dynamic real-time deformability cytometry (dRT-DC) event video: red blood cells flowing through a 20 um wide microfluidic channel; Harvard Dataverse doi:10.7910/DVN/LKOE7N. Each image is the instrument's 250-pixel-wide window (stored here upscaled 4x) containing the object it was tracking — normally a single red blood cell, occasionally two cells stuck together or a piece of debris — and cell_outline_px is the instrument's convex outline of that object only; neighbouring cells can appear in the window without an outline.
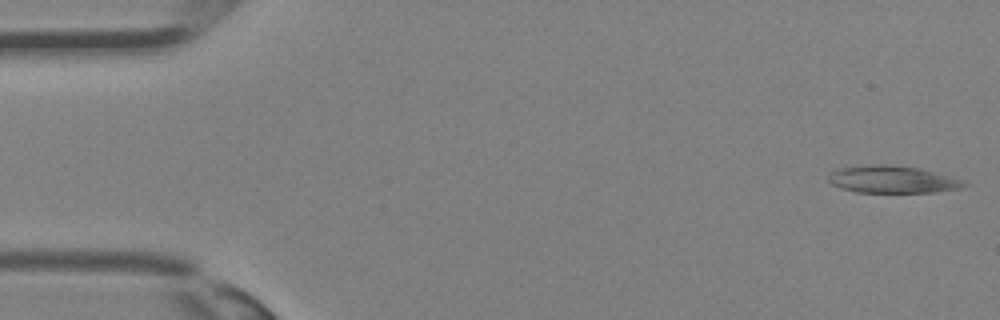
{"species": "Egyptian fruit bat (a non-hibernating species)", "species_latin": "Rousettus aegyptiacus", "temperature_condition": "room temperature", "stored_images_in_passage": 35, "camera_frame_rate_fps": 3000, "um_per_image_px": 0.085, "animal": {"sex": "female"}, "frame": {"image": 1, "passage_image": 1, "time_ms": 0.0, "image_size_px": [1000, 320], "cell_outline_px": [[972, 184], [960, 188], [932, 192], [856, 192], [840, 188], [832, 184], [828, 180], [828, 176], [836, 168], [864, 164], [892, 164], [920, 168], [936, 172], [964, 180]], "centroid_in_image_um": [75.85, 15.23], "position_along_channel_um": 9.1, "area_um2": 21.91}}
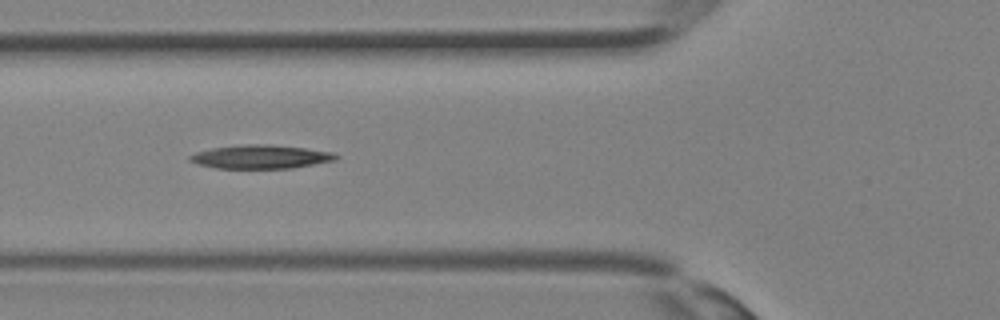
{"frame": {"image": 2, "passage_image": 13, "time_ms": 4.0, "image_size_px": [1000, 320], "cell_outline_px": [[340, 156], [336, 160], [292, 168], [216, 168], [200, 164], [188, 160], [188, 156], [196, 152], [212, 148], [244, 144], [272, 144], [304, 148], [332, 152]], "centroid_in_image_um": [22.17, 13.32], "position_along_channel_um": 103.6, "area_um2": 20.06}}
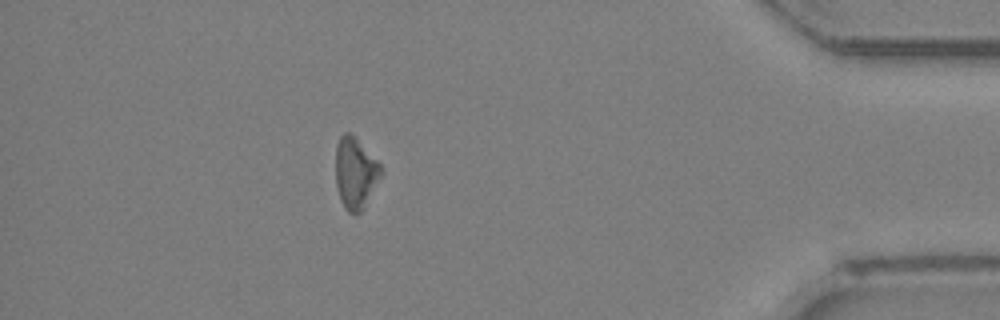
{"frame": {"image": 3, "passage_image": 31, "time_ms": 10.0, "image_size_px": [1000, 320], "cell_outline_px": [[384, 172], [360, 212], [348, 212], [344, 208], [340, 200], [336, 184], [336, 144], [340, 136], [344, 132], [348, 132], [384, 168]], "centroid_in_image_um": [30.2, 14.72], "position_along_channel_um": 405.0, "area_um2": 18.44}}